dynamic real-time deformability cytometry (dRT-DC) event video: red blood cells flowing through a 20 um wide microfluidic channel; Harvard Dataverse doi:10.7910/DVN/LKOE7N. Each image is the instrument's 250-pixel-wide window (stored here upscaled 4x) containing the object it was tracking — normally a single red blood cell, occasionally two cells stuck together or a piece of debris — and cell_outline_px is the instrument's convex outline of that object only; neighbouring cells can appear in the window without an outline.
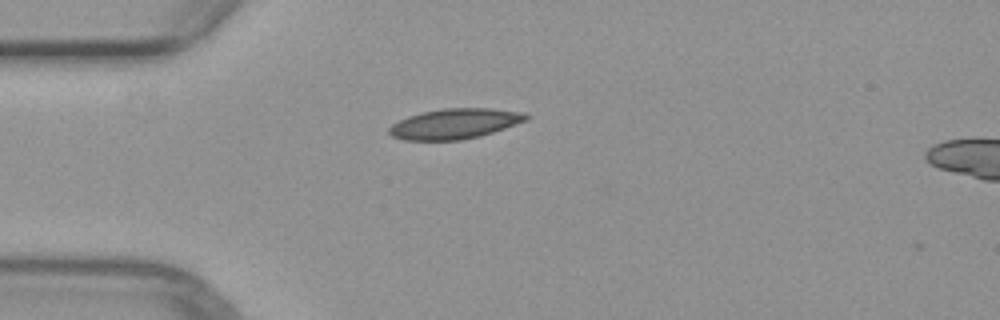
{"species": "common noctule bat (a hibernating species)", "species_latin": "Nyctalus noctula", "temperature_condition": "warm", "stored_images_in_passage": 3, "camera_frame_rate_fps": 3000, "um_per_image_px": 0.085, "animal": {"sex": "female", "body_mass_g": 29.2, "forearm_length_mm": 56.3}, "frame": {"image": 1, "passage_image": 1, "time_ms": 0.0, "image_size_px": [1000, 320], "cell_outline_px": [[528, 120], [480, 136], [460, 140], [404, 140], [392, 136], [388, 132], [388, 128], [392, 124], [408, 116], [440, 108], [492, 108], [528, 112]], "centroid_in_image_um": [38.68, 10.51], "position_along_channel_um": 46.3, "area_um2": 24.22}}